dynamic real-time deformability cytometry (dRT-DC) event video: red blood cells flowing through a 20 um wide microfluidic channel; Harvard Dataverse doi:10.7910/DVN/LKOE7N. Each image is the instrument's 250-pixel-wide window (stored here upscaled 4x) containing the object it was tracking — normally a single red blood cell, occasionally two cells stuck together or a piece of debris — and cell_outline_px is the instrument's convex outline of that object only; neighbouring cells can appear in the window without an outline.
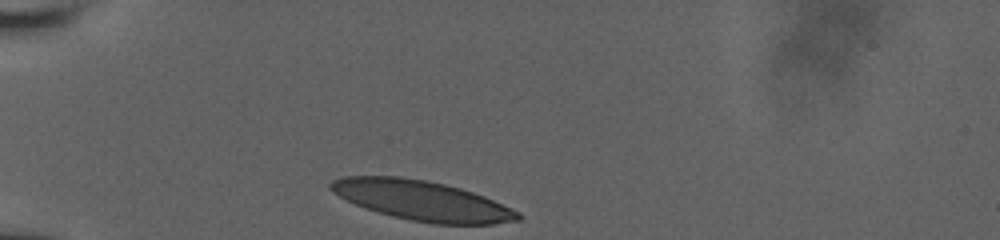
{"species": "human", "species_latin": "Homo sapiens", "temperature_condition": "room temperature", "stored_images_in_passage": 5, "camera_frame_rate_fps": 3000, "um_per_image_px": 0.085, "donor": {"sex": "male"}, "frame": {"image": 1, "passage_image": 1, "time_ms": 0.0, "image_size_px": [1000, 240], "cell_outline_px": [[520, 220], [492, 224], [436, 224], [412, 220], [392, 216], [364, 208], [332, 192], [328, 188], [328, 184], [332, 180], [340, 176], [400, 176], [424, 180], [444, 184], [460, 188], [484, 196], [512, 208], [520, 212]], "centroid_in_image_um": [35.85, 17.04], "position_along_channel_um": 49.2, "area_um2": 43.35}}
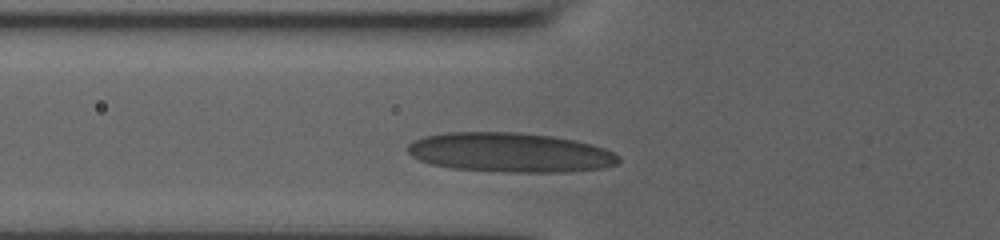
{"frame": {"image": 2, "passage_image": 5, "time_ms": 1.667, "image_size_px": [1000, 240], "cell_outline_px": [[620, 160], [616, 164], [600, 168], [564, 172], [504, 172], [448, 168], [432, 164], [420, 160], [412, 156], [408, 152], [408, 144], [412, 140], [424, 136], [444, 132], [516, 132], [552, 136], [592, 144], [604, 148], [620, 156]], "centroid_in_image_um": [43.31, 12.96], "position_along_channel_um": 82.5, "area_um2": 48.61}}